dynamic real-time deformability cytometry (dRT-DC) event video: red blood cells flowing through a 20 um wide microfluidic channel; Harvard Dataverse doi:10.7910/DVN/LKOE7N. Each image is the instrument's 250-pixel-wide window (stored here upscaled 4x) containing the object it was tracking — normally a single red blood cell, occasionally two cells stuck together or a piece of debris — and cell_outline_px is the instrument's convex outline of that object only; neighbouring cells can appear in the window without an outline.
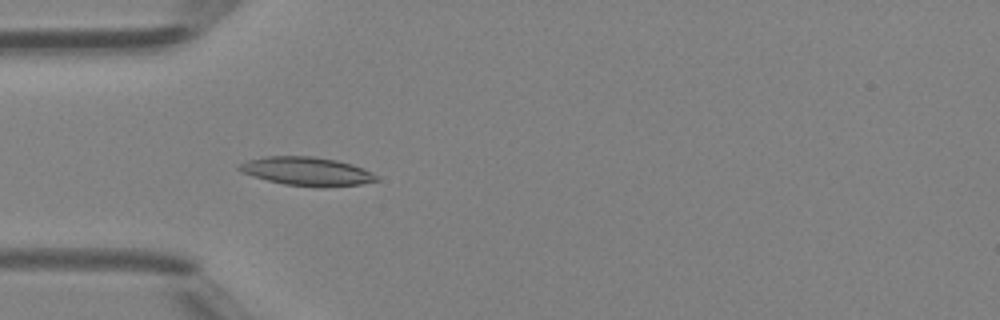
{"species": "Egyptian fruit bat (a non-hibernating species)", "species_latin": "Rousettus aegyptiacus", "temperature_condition": "room temperature", "stored_images_in_passage": 37, "camera_frame_rate_fps": 3000, "um_per_image_px": 0.085, "animal": {"sex": "female"}, "frame": {"image": 1, "passage_image": 4, "time_ms": 1.0, "image_size_px": [1000, 320], "cell_outline_px": [[380, 180], [360, 184], [324, 188], [316, 188], [284, 184], [252, 176], [240, 172], [236, 168], [240, 164], [248, 160], [264, 156], [312, 156], [336, 160], [352, 164], [364, 168], [380, 176]], "centroid_in_image_um": [26.11, 14.57], "position_along_channel_um": 58.9, "area_um2": 23.24}}
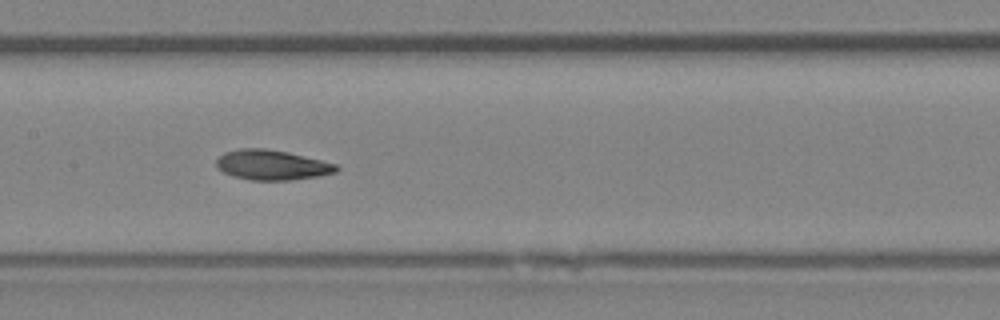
{"frame": {"image": 2, "passage_image": 13, "time_ms": 4.0, "image_size_px": [1000, 320], "cell_outline_px": [[340, 168], [336, 172], [316, 176], [292, 180], [248, 180], [232, 176], [216, 168], [216, 160], [224, 152], [240, 148], [268, 148], [288, 152], [336, 164]], "centroid_in_image_um": [23.07, 14.02], "position_along_channel_um": 184.3, "area_um2": 21.04}}
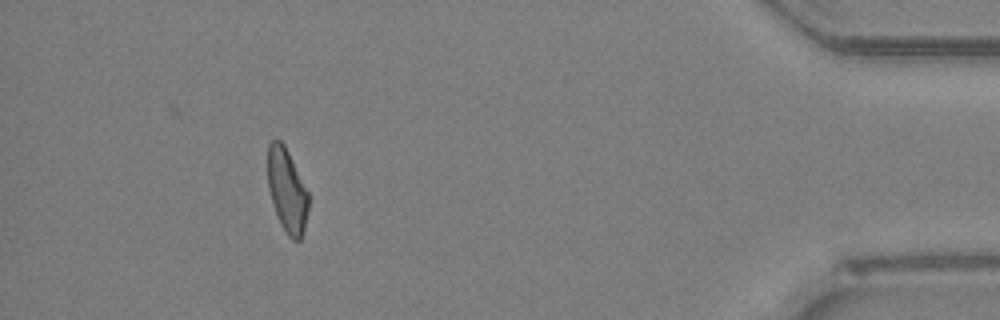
{"frame": {"image": 3, "passage_image": 33, "time_ms": 10.667, "image_size_px": [1000, 320], "cell_outline_px": [[308, 212], [304, 228], [300, 240], [292, 240], [288, 236], [280, 224], [268, 188], [268, 144], [272, 140], [280, 140], [284, 144], [308, 192]], "centroid_in_image_um": [24.39, 16.2], "position_along_channel_um": 410.8, "area_um2": 19.59}, "authors_computed_cell_mechanics": {"area_um2": 20.9236, "velocity_mm_per_s": 4.3076, "shape_relaxation_time_tau1_ms": 5.8375, "shape_relaxation_time_tau2_ms": 4.5218, "deformation_change_tau1": 0.1513, "deformation_change_tau2": 0.1133}}